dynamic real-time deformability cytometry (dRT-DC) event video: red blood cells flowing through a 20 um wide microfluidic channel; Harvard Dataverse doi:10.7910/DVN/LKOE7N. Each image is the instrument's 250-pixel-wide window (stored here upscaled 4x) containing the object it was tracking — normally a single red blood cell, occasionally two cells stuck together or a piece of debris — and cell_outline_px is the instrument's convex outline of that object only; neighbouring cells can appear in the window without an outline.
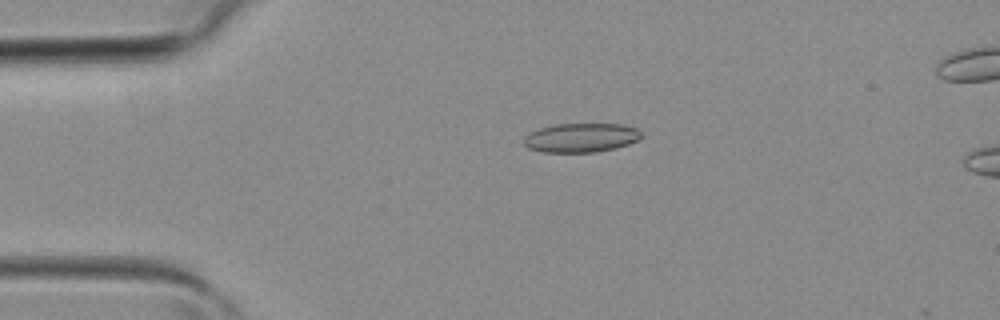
{"species": "common noctule bat (a hibernating species)", "species_latin": "Nyctalus noctula", "temperature_condition": "room temperature", "stored_images_in_passage": 3, "camera_frame_rate_fps": 3000, "um_per_image_px": 0.085, "animal": {"sex": "female", "body_mass_g": 19.3, "forearm_length_mm": 54.1}, "frame": {"image": 1, "passage_image": 2, "time_ms": 0.333, "image_size_px": [1000, 320], "cell_outline_px": [[644, 136], [628, 144], [616, 148], [596, 152], [544, 152], [528, 148], [524, 144], [524, 136], [528, 132], [540, 128], [556, 124], [624, 124], [636, 128]], "centroid_in_image_um": [49.38, 11.7], "position_along_channel_um": 35.6, "area_um2": 20.0}}